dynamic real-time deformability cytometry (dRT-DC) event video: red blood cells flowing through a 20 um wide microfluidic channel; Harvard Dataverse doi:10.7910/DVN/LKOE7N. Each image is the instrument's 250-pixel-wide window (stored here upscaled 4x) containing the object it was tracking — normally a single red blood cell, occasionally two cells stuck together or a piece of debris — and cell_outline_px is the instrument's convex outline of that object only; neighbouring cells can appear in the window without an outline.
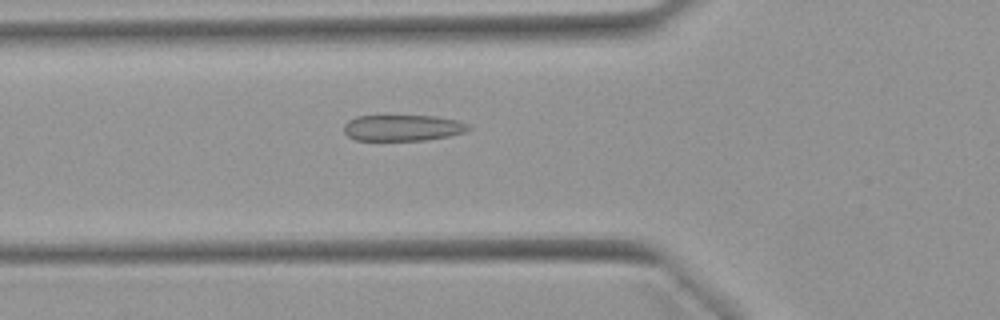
{"species": "Egyptian fruit bat (a non-hibernating species)", "species_latin": "Rousettus aegyptiacus", "temperature_condition": "warm", "stored_images_in_passage": 51, "camera_frame_rate_fps": 3000, "um_per_image_px": 0.085, "animal": {"sex": "female"}, "frame": {"image": 1, "passage_image": 18, "time_ms": 5.667, "image_size_px": [1000, 320], "cell_outline_px": [[472, 128], [464, 132], [448, 136], [424, 140], [356, 140], [348, 136], [344, 132], [344, 124], [348, 120], [356, 116], [436, 116], [456, 120], [468, 124]], "centroid_in_image_um": [34.22, 10.86], "position_along_channel_um": 91.6, "area_um2": 18.9}}
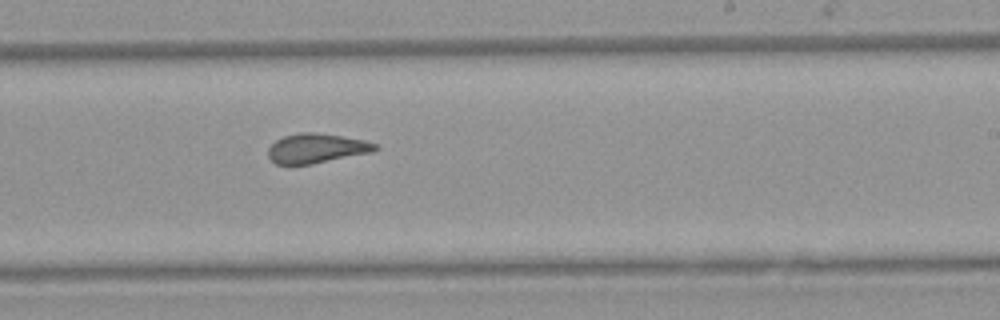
{"frame": {"image": 2, "passage_image": 31, "time_ms": 10.0, "image_size_px": [1000, 320], "cell_outline_px": [[380, 148], [372, 152], [312, 164], [276, 164], [268, 156], [268, 148], [276, 140], [284, 136], [300, 132], [316, 132], [364, 140], [376, 144]], "centroid_in_image_um": [26.9, 12.6], "position_along_channel_um": 262.1, "area_um2": 18.32}}
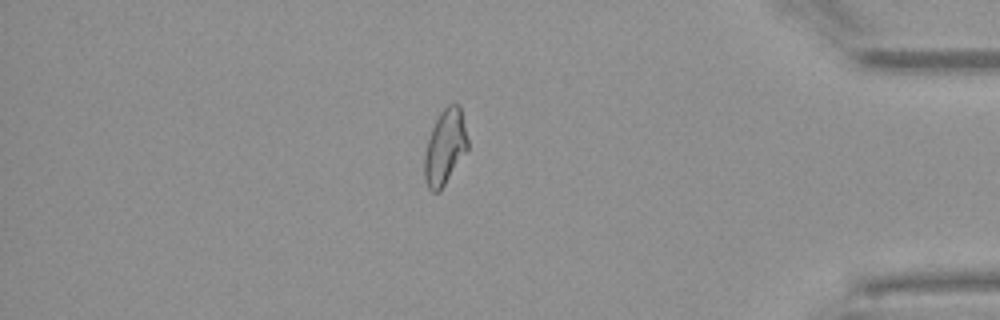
{"frame": {"image": 3, "passage_image": 44, "time_ms": 14.333, "image_size_px": [1000, 320], "cell_outline_px": [[468, 148], [440, 192], [432, 192], [428, 188], [424, 180], [424, 156], [428, 140], [432, 128], [440, 112], [448, 104], [456, 100], [460, 104], [468, 140]], "centroid_in_image_um": [37.82, 12.48], "position_along_channel_um": 397.4, "area_um2": 19.07}, "authors_computed_cell_mechanics": {"area_um2": 19.8254, "velocity_mm_per_s": 3.9454, "shape_relaxation_time_tau1_ms": null, "shape_relaxation_time_tau2_ms": 1.1134, "deformation_change_tau1": null, "deformation_change_tau2": 0.0632}}